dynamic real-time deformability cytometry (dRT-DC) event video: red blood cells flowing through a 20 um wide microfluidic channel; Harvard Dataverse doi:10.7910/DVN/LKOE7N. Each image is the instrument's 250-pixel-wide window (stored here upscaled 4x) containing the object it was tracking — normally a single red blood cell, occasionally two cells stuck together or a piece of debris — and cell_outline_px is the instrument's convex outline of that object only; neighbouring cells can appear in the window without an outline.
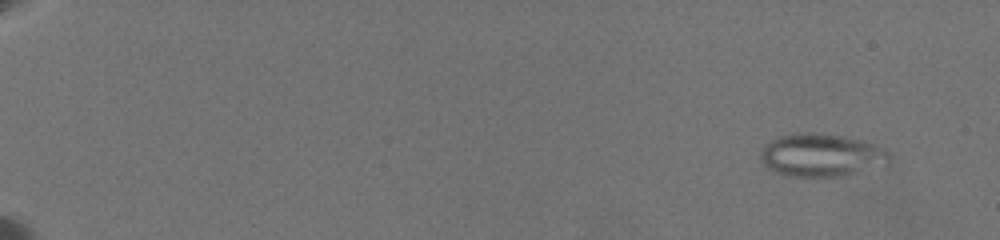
{"species": "common noctule bat (a hibernating species)", "species_latin": "Nyctalus noctula", "temperature_condition": "warm", "stored_images_in_passage": 68, "camera_frame_rate_fps": 3000, "um_per_image_px": 0.085, "animal": {"sex": "female", "body_mass_g": 19.5, "forearm_length_mm": 54.1}, "frame": {"image": 1, "passage_image": 11, "time_ms": 1.667, "image_size_px": [1000, 240], "cell_outline_px": [[892, 156], [888, 164], [884, 168], [844, 176], [784, 176], [768, 168], [760, 160], [760, 152], [764, 144], [780, 136], [804, 132], [816, 132], [844, 136], [860, 140], [884, 148], [892, 152]], "centroid_in_image_um": [69.89, 13.2], "position_along_channel_um": 15.1, "area_um2": 32.95}}
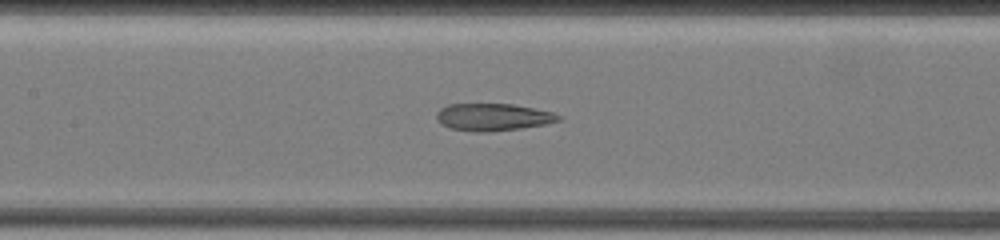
{"frame": {"image": 2, "passage_image": 55, "time_ms": 11.333, "image_size_px": [1000, 240], "cell_outline_px": [[560, 120], [544, 124], [520, 128], [488, 132], [476, 132], [452, 128], [440, 124], [436, 120], [436, 112], [440, 108], [448, 104], [512, 104], [552, 112], [560, 116]], "centroid_in_image_um": [41.84, 9.95], "position_along_channel_um": 165.6, "area_um2": 19.25}}
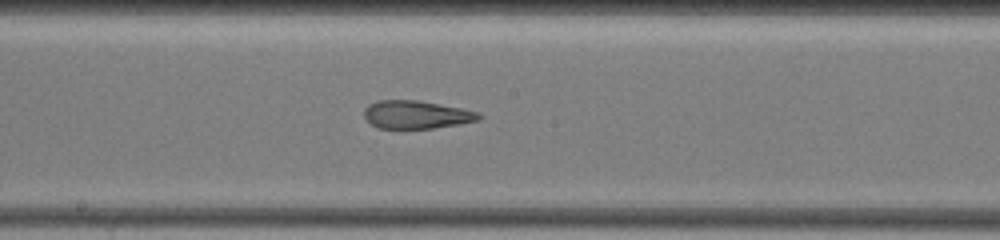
{"frame": {"image": 3, "passage_image": 63, "time_ms": 12.667, "image_size_px": [1000, 240], "cell_outline_px": [[484, 116], [480, 120], [460, 124], [432, 128], [376, 128], [368, 124], [364, 116], [364, 108], [368, 104], [376, 100], [416, 100], [440, 104], [480, 112]], "centroid_in_image_um": [35.37, 9.74], "position_along_channel_um": 212.8, "area_um2": 19.02}}